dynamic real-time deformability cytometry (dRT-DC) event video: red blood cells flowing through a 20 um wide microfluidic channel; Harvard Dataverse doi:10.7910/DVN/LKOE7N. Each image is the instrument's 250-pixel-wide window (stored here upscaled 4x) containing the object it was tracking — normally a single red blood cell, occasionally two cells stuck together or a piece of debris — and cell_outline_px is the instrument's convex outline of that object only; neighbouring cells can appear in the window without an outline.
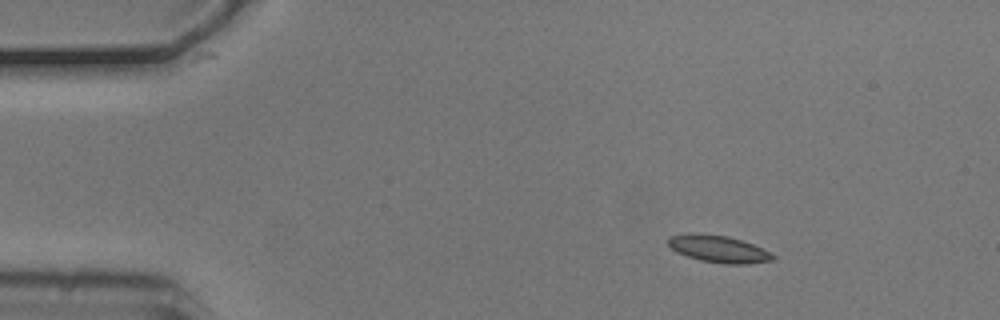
{"species": "common noctule bat (a hibernating species)", "species_latin": "Nyctalus noctula", "temperature_condition": "cold", "stored_images_in_passage": 7, "camera_frame_rate_fps": 3000, "um_per_image_px": 0.085, "animal": {"sex": "male", "body_mass_g": 20.5, "forearm_length_mm": 52.5}, "frame": {"image": 1, "passage_image": 1, "time_ms": 0.0, "image_size_px": [1000, 320], "cell_outline_px": [[776, 256], [772, 260], [748, 264], [724, 264], [700, 260], [676, 252], [668, 244], [668, 236], [688, 232], [692, 232], [728, 236], [752, 244], [772, 252]], "centroid_in_image_um": [61.06, 21.15], "position_along_channel_um": 23.9, "area_um2": 16.65}}
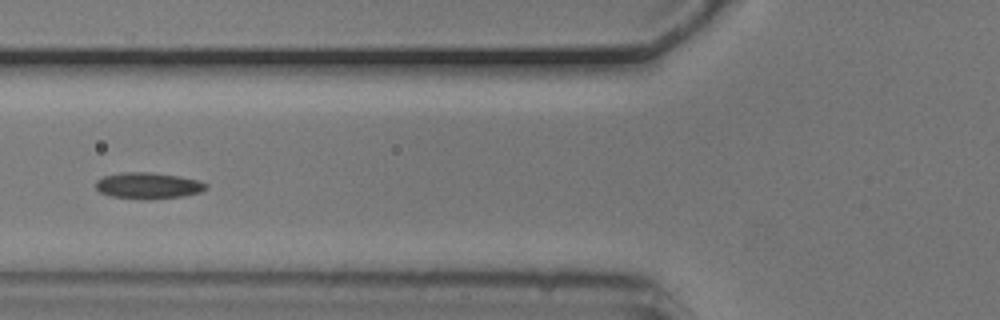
{"frame": {"image": 2, "passage_image": 4, "time_ms": 1.0, "image_size_px": [1000, 320], "cell_outline_px": [[208, 188], [200, 192], [184, 196], [112, 196], [100, 192], [96, 188], [96, 180], [104, 176], [120, 172], [152, 172], [180, 176], [196, 180], [208, 184]], "centroid_in_image_um": [12.61, 15.71], "position_along_channel_um": 113.2, "area_um2": 15.95}}
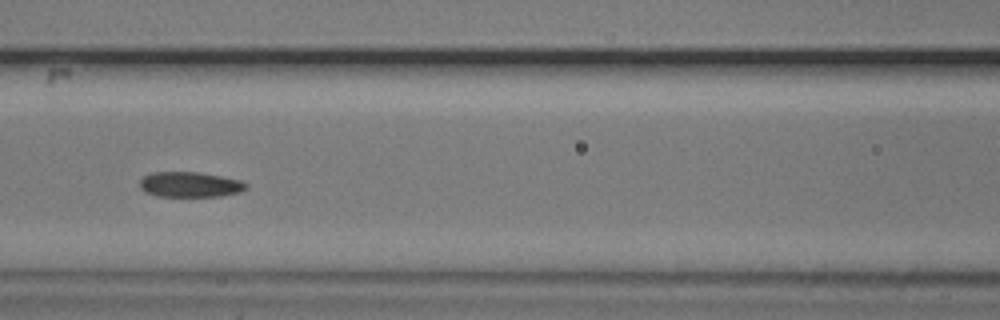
{"frame": {"image": 3, "passage_image": 5, "time_ms": 1.333, "image_size_px": [1000, 320], "cell_outline_px": [[248, 188], [240, 192], [220, 196], [160, 196], [144, 192], [140, 188], [140, 180], [144, 176], [152, 172], [200, 172], [240, 180], [248, 184]], "centroid_in_image_um": [16.15, 15.68], "position_along_channel_um": 150.4, "area_um2": 15.66}}